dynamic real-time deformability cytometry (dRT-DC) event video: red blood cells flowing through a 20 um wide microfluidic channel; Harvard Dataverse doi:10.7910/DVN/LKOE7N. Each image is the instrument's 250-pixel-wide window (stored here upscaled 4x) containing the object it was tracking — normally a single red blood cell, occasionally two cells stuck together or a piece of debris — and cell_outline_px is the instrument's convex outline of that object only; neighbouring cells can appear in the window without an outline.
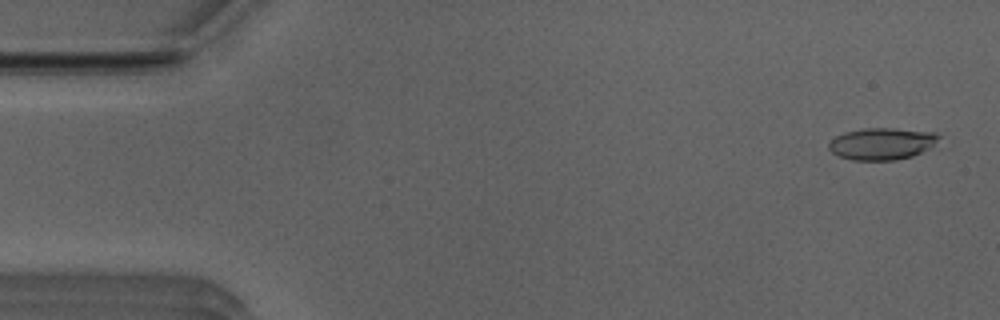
{"species": "Egyptian fruit bat (a non-hibernating species)", "species_latin": "Rousettus aegyptiacus", "temperature_condition": "room temperature", "stored_images_in_passage": 9, "camera_frame_rate_fps": 3000, "um_per_image_px": 0.085, "animal": {"sex": "male"}, "frame": {"image": 1, "passage_image": 2, "time_ms": 0.333, "image_size_px": [1000, 320], "cell_outline_px": [[940, 136], [928, 148], [912, 156], [896, 160], [852, 160], [840, 156], [832, 152], [828, 148], [828, 144], [836, 136], [844, 132], [864, 128], [892, 128], [936, 132]], "centroid_in_image_um": [74.92, 12.21], "position_along_channel_um": 10.1, "area_um2": 20.23}}